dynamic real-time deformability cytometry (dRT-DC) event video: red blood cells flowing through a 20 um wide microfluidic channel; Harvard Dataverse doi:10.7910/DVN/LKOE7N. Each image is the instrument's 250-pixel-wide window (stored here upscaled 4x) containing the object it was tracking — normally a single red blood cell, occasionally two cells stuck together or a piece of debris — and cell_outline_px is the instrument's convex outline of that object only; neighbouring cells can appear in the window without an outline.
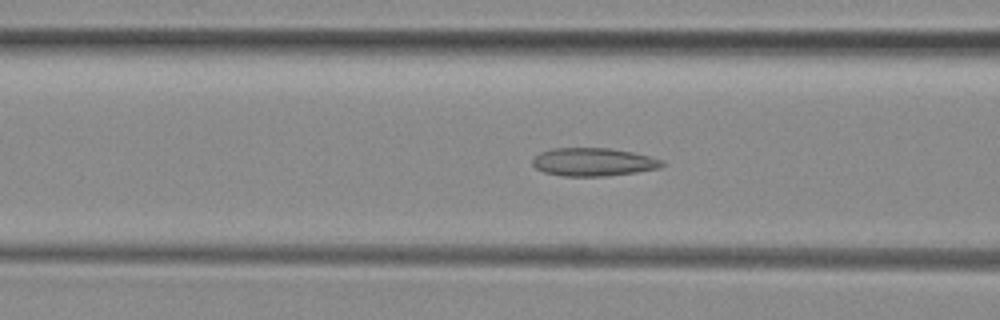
{"species": "common noctule bat (a hibernating species)", "species_latin": "Nyctalus noctula", "temperature_condition": "room temperature", "stored_images_in_passage": 38, "camera_frame_rate_fps": 3000, "um_per_image_px": 0.085, "animal": {"sex": "female", "body_mass_g": 29.2, "forearm_length_mm": 56.3}, "frame": {"image": 1, "passage_image": 5, "time_ms": 1.333, "image_size_px": [1000, 320], "cell_outline_px": [[664, 164], [660, 168], [636, 172], [608, 176], [564, 176], [544, 172], [536, 168], [532, 164], [532, 160], [540, 152], [552, 148], [608, 148], [632, 152], [664, 160]], "centroid_in_image_um": [50.43, 13.77], "position_along_channel_um": 116.2, "area_um2": 21.21}}
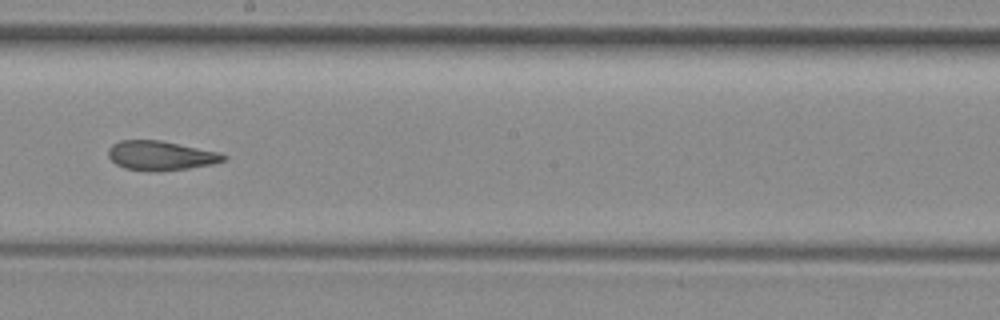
{"frame": {"image": 2, "passage_image": 14, "time_ms": 4.333, "image_size_px": [1000, 320], "cell_outline_px": [[228, 160], [212, 164], [188, 168], [156, 172], [148, 172], [124, 168], [116, 164], [108, 156], [108, 148], [112, 144], [120, 140], [160, 140], [220, 152], [228, 156]], "centroid_in_image_um": [13.67, 13.23], "position_along_channel_um": 234.5, "area_um2": 20.0}}
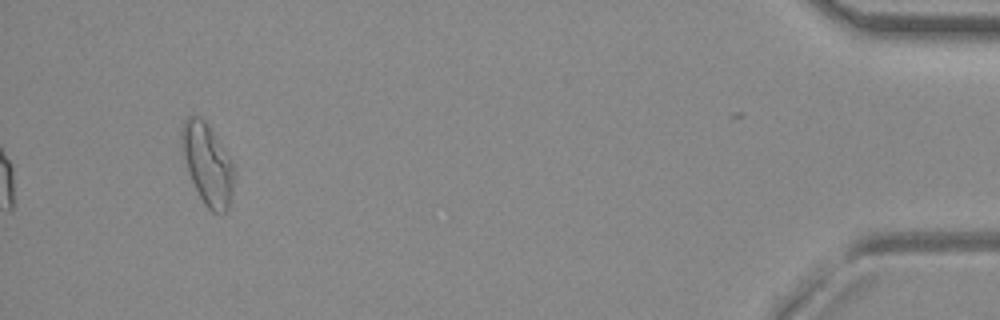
{"frame": {"image": 3, "passage_image": 34, "time_ms": 11.0, "image_size_px": [1000, 320], "cell_outline_px": [[236, 172], [232, 192], [228, 208], [224, 212], [212, 212], [204, 204], [188, 172], [180, 140], [180, 132], [184, 120], [188, 116], [200, 116], [204, 120], [236, 168]], "centroid_in_image_um": [17.64, 13.95], "position_along_channel_um": 417.6, "area_um2": 24.45}, "authors_computed_cell_mechanics": {"area_um2": 20.7213, "velocity_mm_per_s": 3.9449, "shape_relaxation_time_tau1_ms": null, "shape_relaxation_time_tau2_ms": 2.6294, "deformation_change_tau1": null, "deformation_change_tau2": 0.0941}}